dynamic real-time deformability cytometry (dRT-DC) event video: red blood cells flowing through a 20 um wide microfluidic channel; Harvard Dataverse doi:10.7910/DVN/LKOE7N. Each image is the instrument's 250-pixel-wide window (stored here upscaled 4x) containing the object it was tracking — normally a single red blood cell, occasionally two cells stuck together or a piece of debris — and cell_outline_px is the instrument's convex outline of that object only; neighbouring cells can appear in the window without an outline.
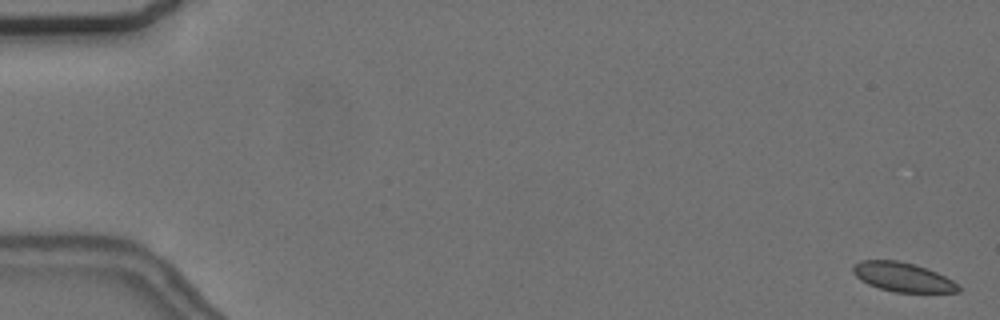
{"species": "common noctule bat (a hibernating species)", "species_latin": "Nyctalus noctula", "temperature_condition": "cold", "stored_images_in_passage": 5, "camera_frame_rate_fps": 3000, "um_per_image_px": 0.085, "animal": {"sex": "female", "body_mass_g": 24.6, "forearm_length_mm": 56.2}, "frame": {"image": 1, "passage_image": 1, "time_ms": 0.0, "image_size_px": [1000, 320], "cell_outline_px": [[960, 292], [896, 292], [880, 288], [868, 284], [860, 280], [852, 272], [852, 264], [860, 260], [896, 260], [912, 264], [936, 272], [960, 284]], "centroid_in_image_um": [76.7, 23.55], "position_along_channel_um": 8.3, "area_um2": 17.86}}
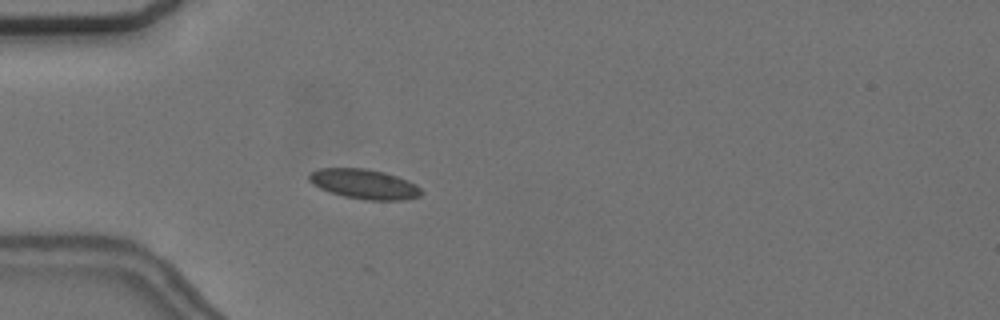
{"frame": {"image": 2, "passage_image": 5, "time_ms": 5.333, "image_size_px": [1000, 320], "cell_outline_px": [[424, 192], [420, 196], [404, 200], [368, 200], [344, 196], [320, 188], [312, 184], [308, 180], [308, 176], [312, 172], [320, 168], [364, 168], [384, 172], [396, 176], [416, 184]], "centroid_in_image_um": [30.97, 15.64], "position_along_channel_um": 54.0, "area_um2": 19.36}}